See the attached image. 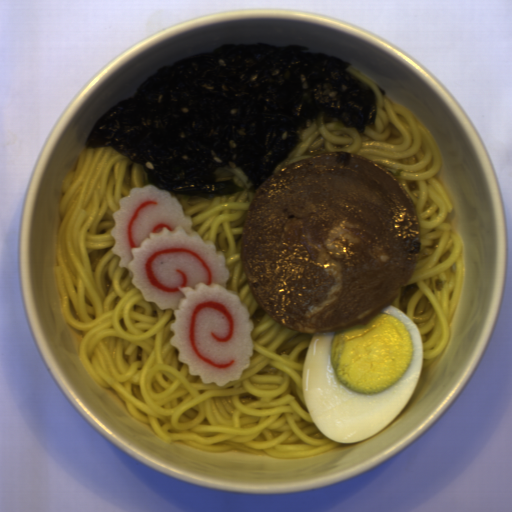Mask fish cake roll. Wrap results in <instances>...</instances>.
Wrapping results in <instances>:
<instances>
[{
  "instance_id": "obj_1",
  "label": "fish cake roll",
  "mask_w": 512,
  "mask_h": 512,
  "mask_svg": "<svg viewBox=\"0 0 512 512\" xmlns=\"http://www.w3.org/2000/svg\"><path fill=\"white\" fill-rule=\"evenodd\" d=\"M113 254L147 302L174 311L170 345L203 383L241 380L254 356L247 307L227 290L226 256L192 230L193 219L172 193L132 187L112 214Z\"/></svg>"
}]
</instances>
